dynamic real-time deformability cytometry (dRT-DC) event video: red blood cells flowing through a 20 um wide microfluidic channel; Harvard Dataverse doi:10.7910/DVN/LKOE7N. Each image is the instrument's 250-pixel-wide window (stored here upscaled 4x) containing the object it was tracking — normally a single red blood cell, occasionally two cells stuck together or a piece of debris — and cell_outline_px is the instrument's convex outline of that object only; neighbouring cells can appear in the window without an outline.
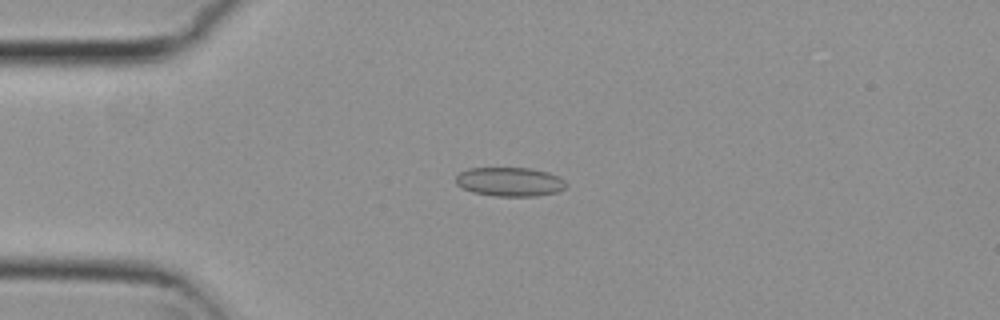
{"species": "common noctule bat (a hibernating species)", "species_latin": "Nyctalus noctula", "temperature_condition": "cold", "stored_images_in_passage": 50, "camera_frame_rate_fps": 3000, "um_per_image_px": 0.085, "animal": {"sex": "female", "body_mass_g": 29.2, "forearm_length_mm": 56.3}, "frame": {"image": 1, "passage_image": 13, "time_ms": 4.0, "image_size_px": [1000, 320], "cell_outline_px": [[568, 184], [564, 188], [556, 192], [536, 196], [496, 196], [472, 192], [456, 184], [456, 176], [460, 172], [468, 168], [528, 168], [548, 172], [560, 176]], "centroid_in_image_um": [43.34, 15.45], "position_along_channel_um": 41.7, "area_um2": 18.67}}
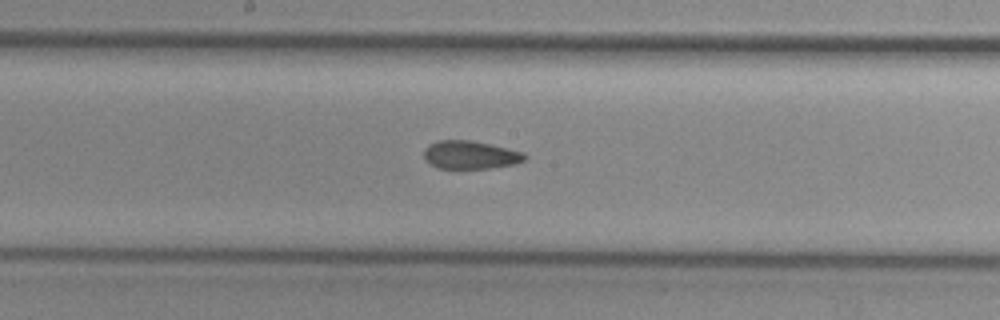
{"frame": {"image": 2, "passage_image": 28, "time_ms": 9.0, "image_size_px": [1000, 320], "cell_outline_px": [[528, 156], [524, 160], [516, 164], [492, 168], [436, 168], [428, 164], [424, 160], [424, 148], [428, 144], [436, 140], [472, 140], [524, 152]], "centroid_in_image_um": [39.94, 13.16], "position_along_channel_um": 208.3, "area_um2": 16.82}}
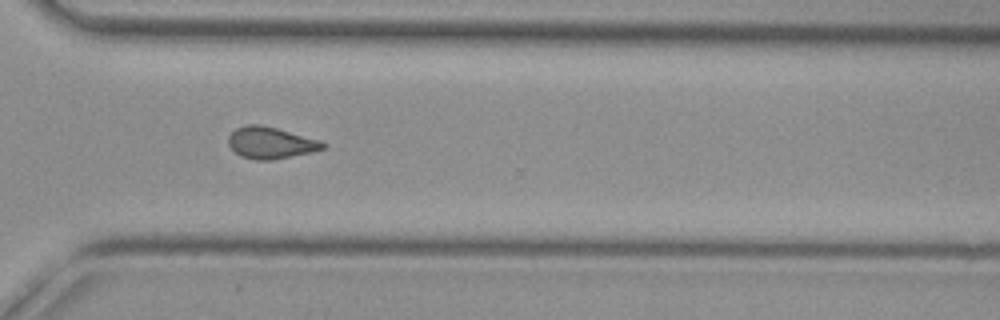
{"frame": {"image": 3, "passage_image": 39, "time_ms": 12.667, "image_size_px": [1000, 320], "cell_outline_px": [[328, 144], [324, 148], [312, 152], [272, 160], [256, 160], [240, 156], [228, 144], [228, 136], [236, 128], [244, 124], [260, 124], [276, 128], [320, 140]], "centroid_in_image_um": [23.0, 12.13], "position_along_channel_um": 347.6, "area_um2": 17.46}, "authors_computed_cell_mechanics": {"area_um2": 17.3111, "velocity_mm_per_s": 3.802, "shape_relaxation_time_tau1_ms": null, "shape_relaxation_time_tau2_ms": 2.7199, "deformation_change_tau1": null, "deformation_change_tau2": 0.0755}}